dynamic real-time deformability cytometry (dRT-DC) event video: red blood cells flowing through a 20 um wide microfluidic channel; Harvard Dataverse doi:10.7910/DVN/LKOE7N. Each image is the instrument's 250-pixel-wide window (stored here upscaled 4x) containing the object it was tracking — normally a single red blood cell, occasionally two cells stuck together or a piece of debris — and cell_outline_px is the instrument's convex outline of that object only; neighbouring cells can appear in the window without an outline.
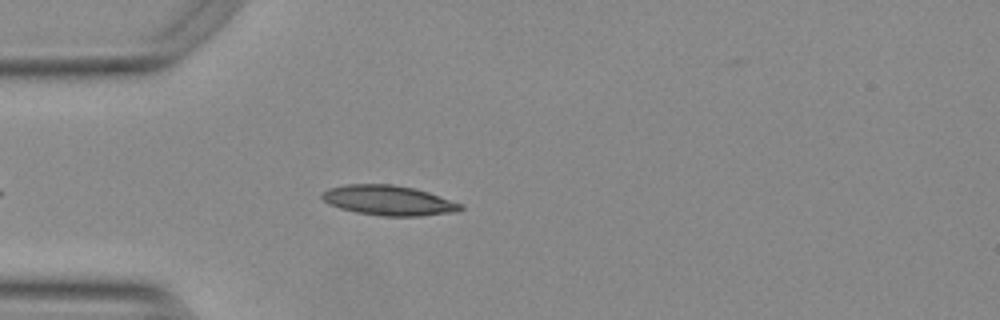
{"species": "Egyptian fruit bat (a non-hibernating species)", "species_latin": "Rousettus aegyptiacus", "temperature_condition": "warm", "stored_images_in_passage": 40, "camera_frame_rate_fps": 3000, "um_per_image_px": 0.085, "animal": {"sex": "female"}, "frame": {"image": 1, "passage_image": 4, "time_ms": 1.0, "image_size_px": [1000, 320], "cell_outline_px": [[464, 208], [456, 212], [420, 216], [384, 216], [356, 212], [340, 208], [328, 204], [320, 196], [320, 192], [328, 188], [348, 184], [392, 184], [412, 188], [428, 192], [464, 204]], "centroid_in_image_um": [33.02, 17.03], "position_along_channel_um": 52.0, "area_um2": 24.28}}
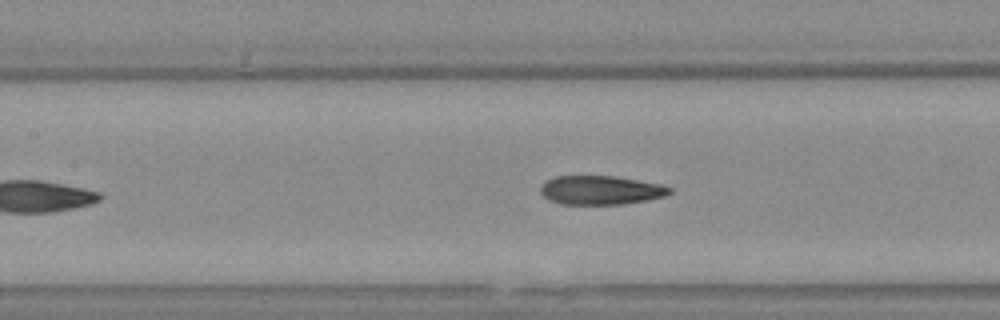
{"frame": {"image": 2, "passage_image": 13, "time_ms": 4.0, "image_size_px": [1000, 320], "cell_outline_px": [[672, 192], [664, 196], [648, 200], [624, 204], [560, 204], [544, 196], [540, 192], [540, 188], [548, 180], [556, 176], [612, 176], [660, 184], [672, 188]], "centroid_in_image_um": [51.08, 16.17], "position_along_channel_um": 156.3, "area_um2": 21.5}}
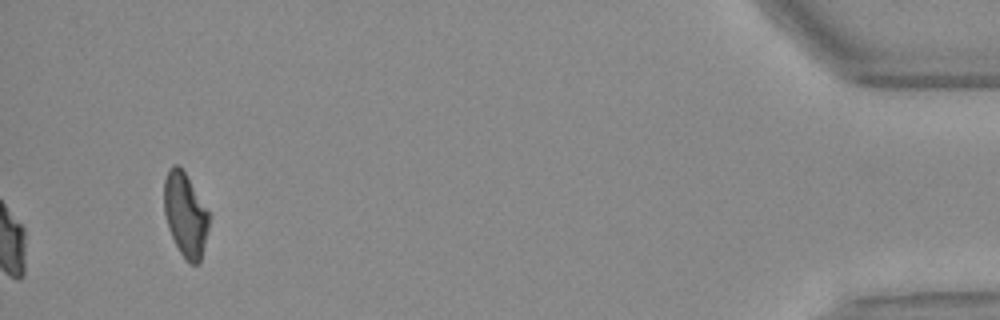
{"frame": {"image": 3, "passage_image": 40, "time_ms": 13.0, "image_size_px": [1000, 320], "cell_outline_px": [[208, 228], [200, 264], [188, 264], [180, 252], [168, 228], [164, 212], [164, 180], [168, 168], [172, 164], [176, 164], [184, 172], [208, 212]], "centroid_in_image_um": [15.73, 18.28], "position_along_channel_um": 419.5, "area_um2": 21.62}, "authors_computed_cell_mechanics": {"area_um2": 22.253, "velocity_mm_per_s": 3.7838, "shape_relaxation_time_tau1_ms": 10.8552, "shape_relaxation_time_tau2_ms": 3.5682, "deformation_change_tau1": 0.2693, "deformation_change_tau2": 0.0923}}